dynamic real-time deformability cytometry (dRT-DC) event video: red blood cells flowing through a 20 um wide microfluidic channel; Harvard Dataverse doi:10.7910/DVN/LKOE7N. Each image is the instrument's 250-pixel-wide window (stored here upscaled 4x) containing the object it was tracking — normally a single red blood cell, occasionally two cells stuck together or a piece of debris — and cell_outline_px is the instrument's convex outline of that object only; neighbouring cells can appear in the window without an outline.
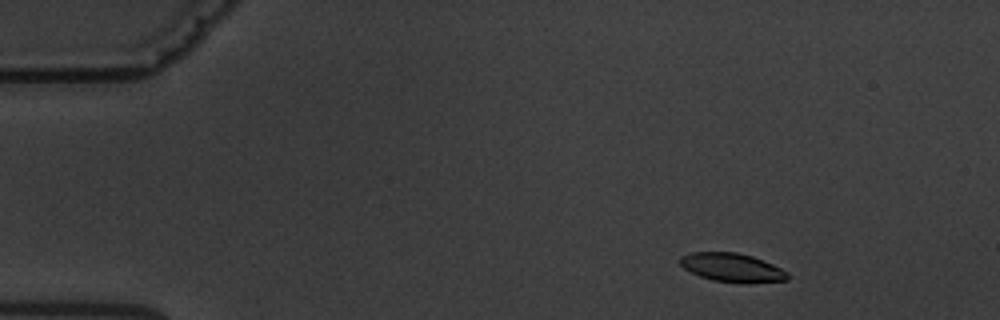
{"species": "common noctule bat (a hibernating species)", "species_latin": "Nyctalus noctula", "temperature_condition": "warm", "stored_images_in_passage": 8, "camera_frame_rate_fps": 3000, "um_per_image_px": 0.085, "animal": {"sex": "male", "body_mass_g": 19.5, "forearm_length_mm": 54.6}, "frame": {"image": 1, "passage_image": 2, "time_ms": 1.0, "image_size_px": [1000, 320], "cell_outline_px": [[788, 280], [752, 284], [744, 284], [712, 280], [700, 276], [684, 268], [680, 264], [680, 256], [692, 252], [736, 252], [752, 256], [772, 264], [788, 272]], "centroid_in_image_um": [62.25, 22.76], "position_along_channel_um": 22.8, "area_um2": 18.15}}
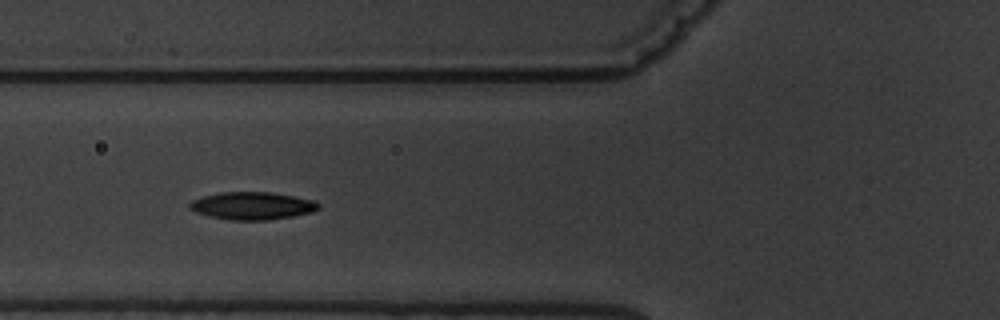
{"frame": {"image": 2, "passage_image": 6, "time_ms": 5.667, "image_size_px": [1000, 320], "cell_outline_px": [[320, 208], [312, 212], [292, 216], [268, 220], [232, 220], [208, 216], [196, 212], [188, 208], [188, 204], [192, 200], [204, 196], [220, 192], [272, 192], [316, 200], [320, 204]], "centroid_in_image_um": [21.46, 17.49], "position_along_channel_um": 104.3, "area_um2": 20.87}}
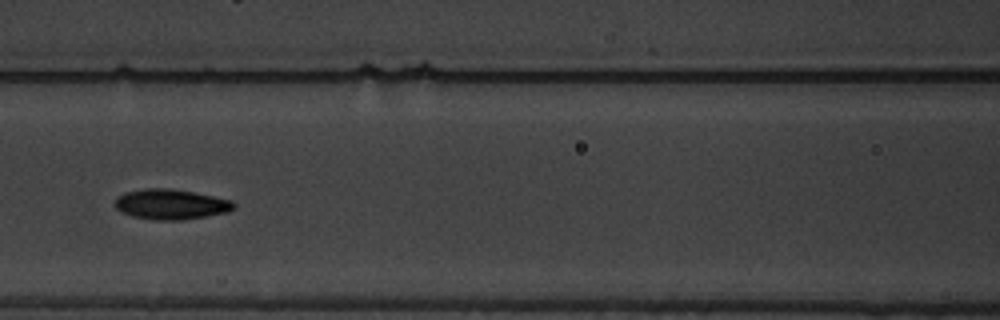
{"frame": {"image": 3, "passage_image": 7, "time_ms": 7.0, "image_size_px": [1000, 320], "cell_outline_px": [[236, 204], [228, 212], [208, 216], [184, 220], [152, 220], [132, 216], [120, 212], [112, 204], [116, 196], [124, 192], [144, 188], [168, 188], [192, 192], [232, 200]], "centroid_in_image_um": [14.45, 17.37], "position_along_channel_um": 152.1, "area_um2": 21.21}}